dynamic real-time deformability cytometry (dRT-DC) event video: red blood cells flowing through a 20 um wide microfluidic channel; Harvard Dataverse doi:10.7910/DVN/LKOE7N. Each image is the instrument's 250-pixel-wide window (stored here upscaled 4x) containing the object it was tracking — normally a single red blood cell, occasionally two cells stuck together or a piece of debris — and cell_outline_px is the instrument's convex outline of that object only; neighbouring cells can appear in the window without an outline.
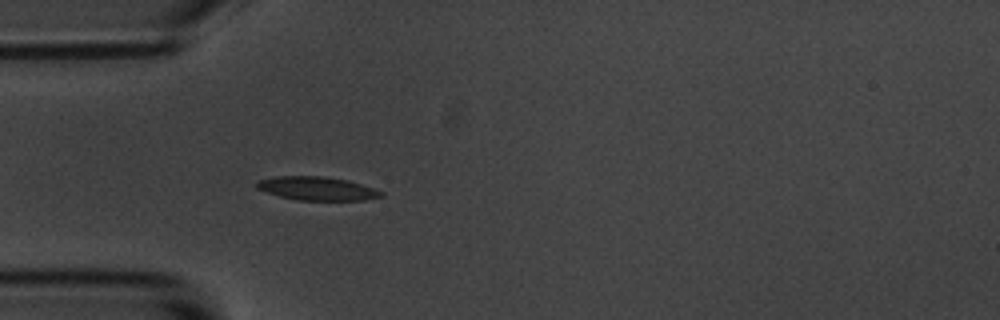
{"species": "common noctule bat (a hibernating species)", "species_latin": "Nyctalus noctula", "temperature_condition": "room temperature", "stored_images_in_passage": 5, "camera_frame_rate_fps": 3000, "um_per_image_px": 0.085, "animal": {"sex": "male", "body_mass_g": 20.1, "forearm_length_mm": 53.5}, "frame": {"image": 1, "passage_image": 5, "time_ms": 5.0, "image_size_px": [1000, 320], "cell_outline_px": [[384, 196], [364, 200], [296, 200], [280, 196], [256, 188], [256, 184], [260, 180], [276, 176], [324, 176], [348, 180], [384, 192]], "centroid_in_image_um": [26.97, 16.02], "position_along_channel_um": 58.0, "area_um2": 16.94}}